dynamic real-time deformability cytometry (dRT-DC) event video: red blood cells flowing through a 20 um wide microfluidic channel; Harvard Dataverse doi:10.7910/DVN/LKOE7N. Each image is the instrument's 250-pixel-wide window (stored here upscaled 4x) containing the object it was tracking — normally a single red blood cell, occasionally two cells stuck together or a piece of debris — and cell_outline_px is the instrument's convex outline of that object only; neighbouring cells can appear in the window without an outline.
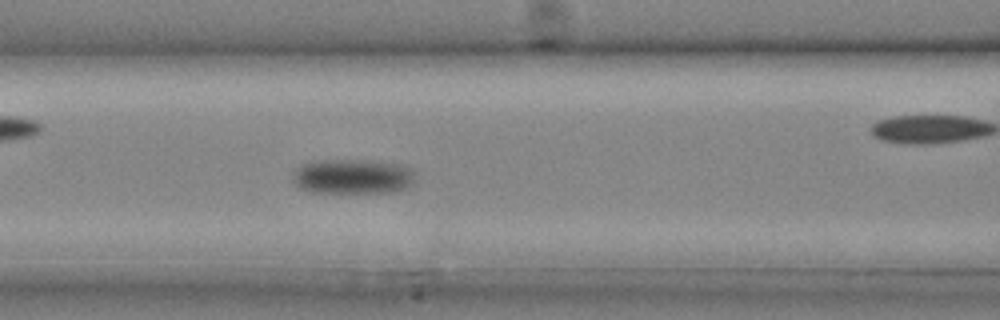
{"species": "common noctule bat (a hibernating species)", "species_latin": "Nyctalus noctula", "temperature_condition": "cold", "stored_images_in_passage": 11, "camera_frame_rate_fps": 3000, "um_per_image_px": 0.085, "animal": {"sex": "male", "body_mass_g": 20.4}, "frame": {"image": 1, "passage_image": 10, "time_ms": 3.0, "image_size_px": [1000, 320], "cell_outline_px": [[412, 184], [408, 188], [392, 192], [312, 192], [300, 188], [292, 180], [292, 176], [296, 168], [300, 164], [312, 160], [372, 160], [400, 164], [408, 168], [412, 172]], "centroid_in_image_um": [29.92, 14.99], "position_along_channel_um": 136.7, "area_um2": 24.97}}